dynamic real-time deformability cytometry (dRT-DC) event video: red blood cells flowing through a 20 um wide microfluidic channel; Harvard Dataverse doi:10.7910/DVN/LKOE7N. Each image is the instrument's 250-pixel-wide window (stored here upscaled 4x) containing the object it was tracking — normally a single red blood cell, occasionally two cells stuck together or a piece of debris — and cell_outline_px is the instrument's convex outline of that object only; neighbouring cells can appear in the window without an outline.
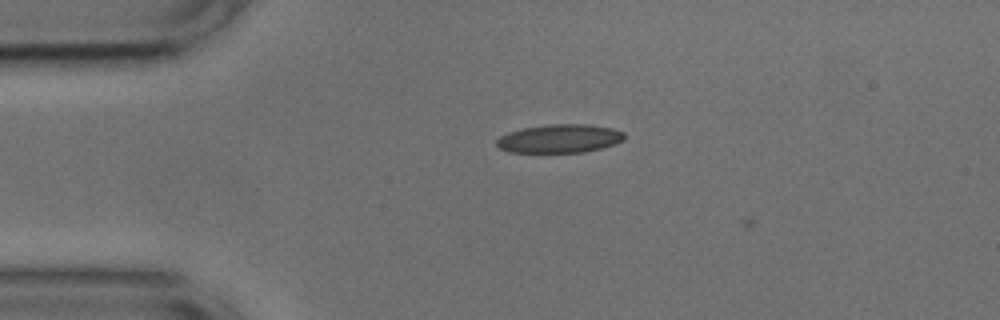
{"species": "common noctule bat (a hibernating species)", "species_latin": "Nyctalus noctula", "temperature_condition": "cold", "stored_images_in_passage": 7, "camera_frame_rate_fps": 3000, "um_per_image_px": 0.085, "animal": {"sex": "male", "body_mass_g": 17.9, "forearm_length_mm": 54.2}, "frame": {"image": 1, "passage_image": 5, "time_ms": 1.333, "image_size_px": [1000, 320], "cell_outline_px": [[624, 140], [600, 148], [584, 152], [508, 152], [500, 148], [496, 144], [496, 140], [500, 136], [508, 132], [524, 128], [548, 124], [588, 124], [612, 128], [624, 132]], "centroid_in_image_um": [47.55, 11.77], "position_along_channel_um": 37.5, "area_um2": 21.1}}